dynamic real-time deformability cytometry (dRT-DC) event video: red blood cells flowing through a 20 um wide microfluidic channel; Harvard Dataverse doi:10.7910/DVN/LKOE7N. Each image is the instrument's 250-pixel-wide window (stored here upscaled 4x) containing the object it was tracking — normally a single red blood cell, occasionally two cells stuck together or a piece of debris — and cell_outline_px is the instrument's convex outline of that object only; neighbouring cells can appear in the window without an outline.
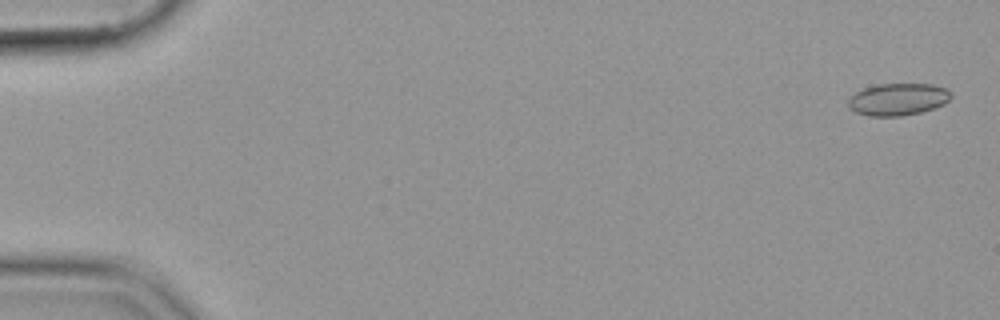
{"species": "common noctule bat (a hibernating species)", "species_latin": "Nyctalus noctula", "temperature_condition": "cold", "stored_images_in_passage": 54, "camera_frame_rate_fps": 3000, "um_per_image_px": 0.085, "animal": {"sex": "female", "body_mass_g": 19.9}, "frame": {"image": 1, "passage_image": 2, "time_ms": 0.333, "image_size_px": [1000, 320], "cell_outline_px": [[952, 96], [944, 104], [920, 112], [900, 116], [868, 116], [856, 112], [848, 108], [848, 100], [856, 92], [864, 88], [880, 84], [932, 84], [948, 88], [952, 92]], "centroid_in_image_um": [76.34, 8.44], "position_along_channel_um": 8.7, "area_um2": 19.25}}
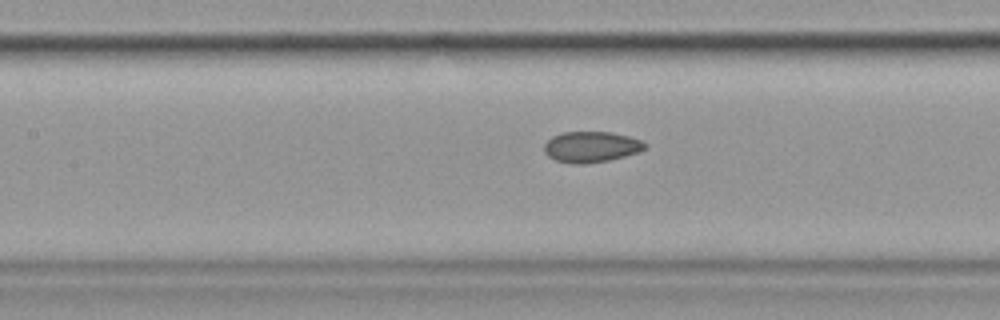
{"frame": {"image": 2, "passage_image": 26, "time_ms": 8.333, "image_size_px": [1000, 320], "cell_outline_px": [[648, 144], [640, 152], [608, 160], [584, 164], [576, 164], [556, 160], [548, 156], [544, 152], [544, 144], [552, 136], [560, 132], [612, 132], [628, 136], [640, 140]], "centroid_in_image_um": [50.24, 12.48], "position_along_channel_um": 157.2, "area_um2": 18.09}}
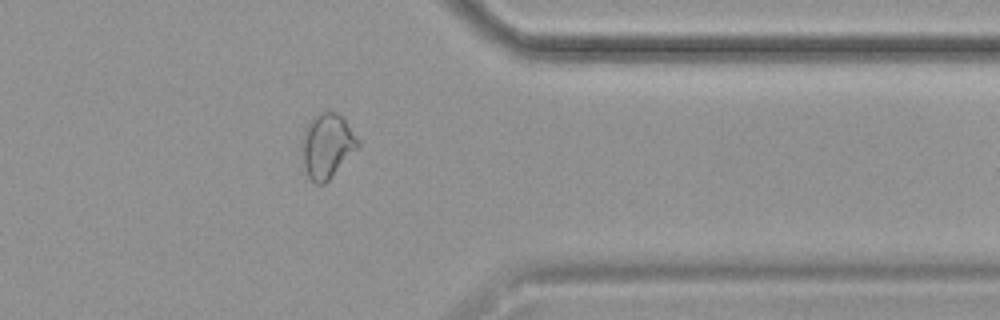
{"frame": {"image": 3, "passage_image": 45, "time_ms": 14.667, "image_size_px": [1000, 320], "cell_outline_px": [[360, 144], [328, 180], [324, 184], [316, 184], [308, 176], [304, 164], [304, 132], [308, 120], [316, 112], [336, 112], [344, 116], [360, 140]], "centroid_in_image_um": [27.84, 12.32], "position_along_channel_um": 383.6, "area_um2": 20.75}}